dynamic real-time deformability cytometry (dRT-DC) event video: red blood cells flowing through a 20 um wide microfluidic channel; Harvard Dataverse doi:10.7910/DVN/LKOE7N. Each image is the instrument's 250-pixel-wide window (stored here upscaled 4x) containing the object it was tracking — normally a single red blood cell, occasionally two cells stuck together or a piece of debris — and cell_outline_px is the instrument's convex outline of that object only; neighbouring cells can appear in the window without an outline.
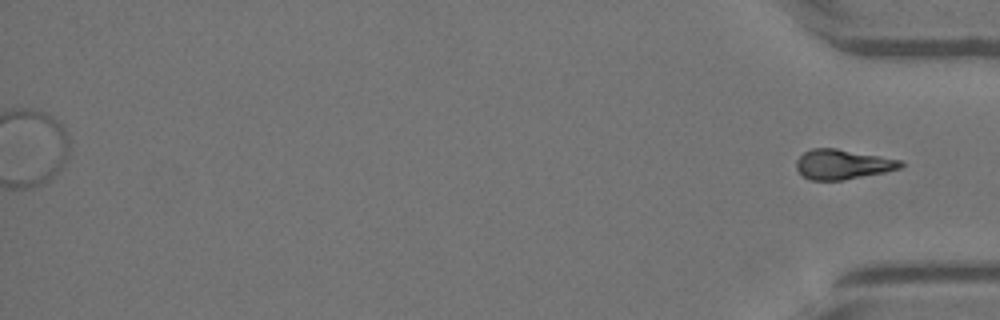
{"species": "Egyptian fruit bat (a non-hibernating species)", "species_latin": "Rousettus aegyptiacus", "temperature_condition": "warm", "stored_images_in_passage": 36, "segment_of_instrument_passage": [2, 2], "camera_frame_rate_fps": 3000, "um_per_image_px": 0.085, "animal": {"sex": "female"}, "frame": {"image": 1, "passage_image": 36, "time_ms": 11.667, "image_size_px": [1000, 320], "cell_outline_px": [[904, 164], [900, 168], [884, 172], [844, 180], [812, 180], [804, 176], [796, 168], [796, 160], [804, 152], [812, 148], [836, 148], [900, 160]], "centroid_in_image_um": [71.6, 13.96], "position_along_channel_um": 363.6, "area_um2": 17.92}}